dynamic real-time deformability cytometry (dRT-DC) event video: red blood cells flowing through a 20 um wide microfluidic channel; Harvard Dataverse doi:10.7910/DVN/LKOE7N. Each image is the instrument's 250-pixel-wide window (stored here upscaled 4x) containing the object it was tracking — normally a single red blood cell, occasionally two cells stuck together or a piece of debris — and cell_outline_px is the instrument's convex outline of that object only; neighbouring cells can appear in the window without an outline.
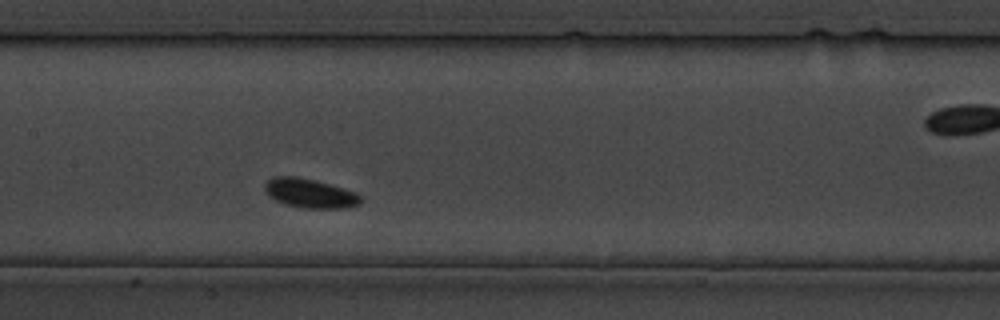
{"species": "common noctule bat (a hibernating species)", "species_latin": "Nyctalus noctula", "temperature_condition": "cold", "stored_images_in_passage": 10, "segment_of_instrument_passage": [1, 2], "camera_frame_rate_fps": 3000, "um_per_image_px": 0.085, "animal": {"sex": "male", "body_mass_g": 19.5, "forearm_length_mm": 54.6}, "frame": {"image": 1, "passage_image": 9, "time_ms": 10.0, "image_size_px": [1000, 320], "cell_outline_px": [[360, 204], [344, 208], [304, 208], [284, 204], [268, 196], [264, 188], [264, 184], [268, 180], [276, 176], [296, 176], [316, 180], [356, 192], [360, 196]], "centroid_in_image_um": [26.32, 16.42], "position_along_channel_um": 181.1, "area_um2": 16.3}}